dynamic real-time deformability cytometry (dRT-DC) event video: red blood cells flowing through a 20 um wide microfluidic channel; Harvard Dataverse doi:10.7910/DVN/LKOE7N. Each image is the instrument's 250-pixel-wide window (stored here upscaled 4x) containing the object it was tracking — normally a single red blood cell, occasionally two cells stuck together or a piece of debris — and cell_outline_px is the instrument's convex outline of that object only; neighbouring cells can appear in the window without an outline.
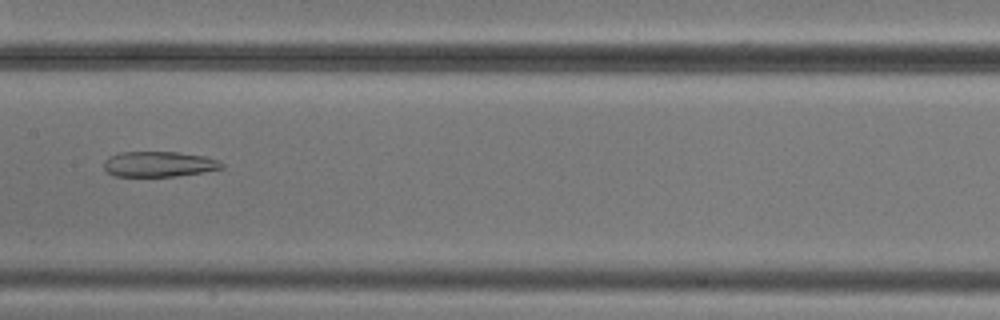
{"species": "common noctule bat (a hibernating species)", "species_latin": "Nyctalus noctula", "temperature_condition": "cold", "stored_images_in_passage": 9, "camera_frame_rate_fps": 3000, "um_per_image_px": 0.085, "animal": {"sex": "male", "body_mass_g": 20.5, "forearm_length_mm": 52.5}, "frame": {"image": 1, "passage_image": 9, "time_ms": 10.667, "image_size_px": [1000, 320], "cell_outline_px": [[224, 168], [176, 176], [116, 176], [108, 172], [104, 168], [104, 160], [108, 156], [120, 152], [176, 152], [204, 156], [216, 160], [224, 164]], "centroid_in_image_um": [13.47, 13.94], "position_along_channel_um": 193.9, "area_um2": 17.28}}